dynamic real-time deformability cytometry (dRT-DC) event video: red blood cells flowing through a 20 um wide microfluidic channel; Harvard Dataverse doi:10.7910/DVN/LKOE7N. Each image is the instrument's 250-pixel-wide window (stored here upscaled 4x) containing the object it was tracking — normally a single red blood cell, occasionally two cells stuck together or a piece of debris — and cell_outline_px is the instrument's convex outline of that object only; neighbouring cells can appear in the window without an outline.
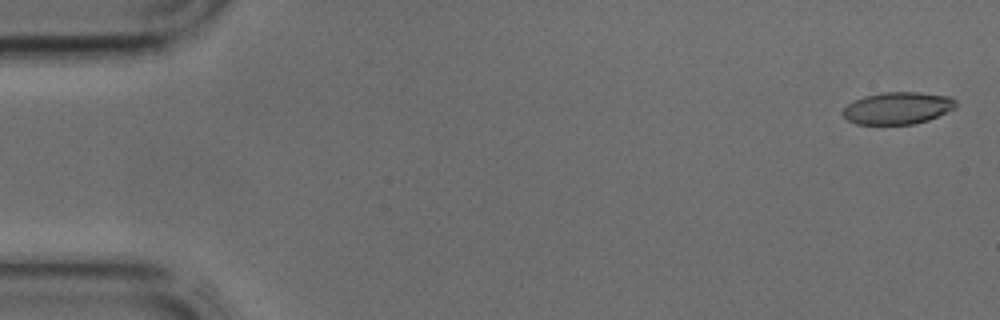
{"species": "common noctule bat (a hibernating species)", "species_latin": "Nyctalus noctula", "temperature_condition": "cold", "stored_images_in_passage": 4, "camera_frame_rate_fps": 3000, "um_per_image_px": 0.085, "animal": {"sex": "male", "body_mass_g": 17.9, "forearm_length_mm": 54.2}, "frame": {"image": 1, "passage_image": 1, "time_ms": 0.0, "image_size_px": [1000, 320], "cell_outline_px": [[956, 108], [928, 120], [912, 124], [856, 124], [848, 120], [840, 112], [848, 104], [864, 96], [884, 92], [916, 92], [952, 96], [956, 100]], "centroid_in_image_um": [76.32, 9.18], "position_along_channel_um": 8.7, "area_um2": 21.15}}